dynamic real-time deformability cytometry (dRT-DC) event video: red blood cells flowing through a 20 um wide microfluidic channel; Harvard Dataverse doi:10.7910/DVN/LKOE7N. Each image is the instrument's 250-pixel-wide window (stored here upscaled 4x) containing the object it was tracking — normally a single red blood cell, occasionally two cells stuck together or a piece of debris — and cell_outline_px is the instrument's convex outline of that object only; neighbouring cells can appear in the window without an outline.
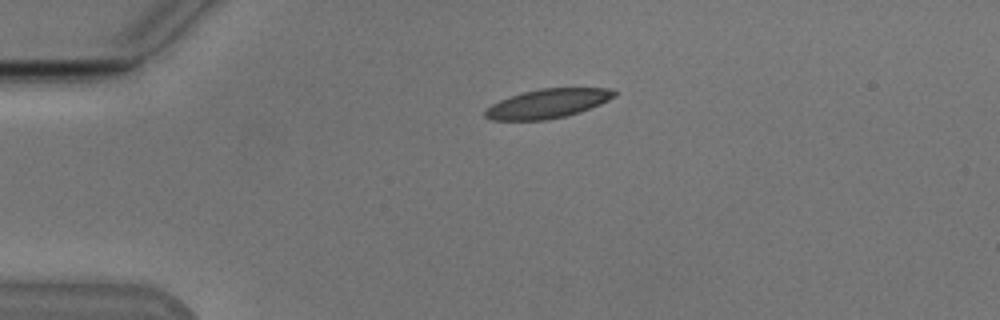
{"species": "Egyptian fruit bat (a non-hibernating species)", "species_latin": "Rousettus aegyptiacus", "temperature_condition": "cold", "stored_images_in_passage": 34, "camera_frame_rate_fps": 3000, "um_per_image_px": 0.085, "animal": {"sex": "male"}, "frame": {"image": 1, "passage_image": 1, "time_ms": 0.0, "image_size_px": [1000, 320], "cell_outline_px": [[616, 96], [600, 104], [580, 112], [548, 120], [492, 120], [484, 116], [484, 112], [492, 104], [500, 100], [524, 92], [540, 88], [608, 88], [616, 92]], "centroid_in_image_um": [46.56, 8.8], "position_along_channel_um": 38.4, "area_um2": 21.73}}
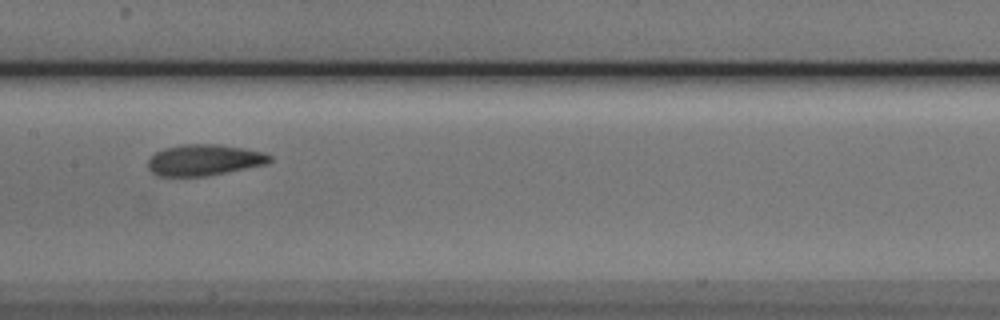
{"frame": {"image": 2, "passage_image": 16, "time_ms": 5.0, "image_size_px": [1000, 320], "cell_outline_px": [[272, 160], [268, 164], [204, 176], [156, 176], [148, 168], [148, 160], [156, 152], [164, 148], [184, 144], [216, 144], [264, 152], [272, 156]], "centroid_in_image_um": [17.35, 13.6], "position_along_channel_um": 190.1, "area_um2": 21.96}}
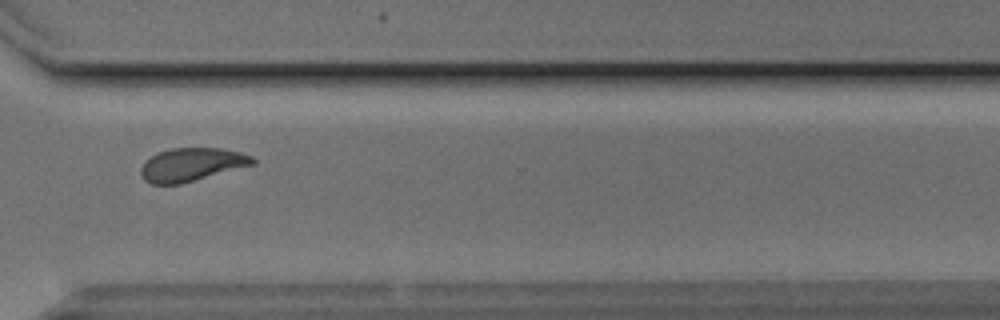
{"frame": {"image": 3, "passage_image": 29, "time_ms": 9.333, "image_size_px": [1000, 320], "cell_outline_px": [[256, 164], [180, 184], [152, 184], [144, 180], [140, 176], [140, 168], [144, 160], [156, 152], [172, 148], [220, 148], [240, 152], [252, 156], [256, 160]], "centroid_in_image_um": [16.26, 13.98], "position_along_channel_um": 354.3, "area_um2": 21.91}, "authors_computed_cell_mechanics": {"area_um2": 22.4264, "velocity_mm_per_s": 3.7874, "shape_relaxation_time_tau1_ms": 3.8996, "shape_relaxation_time_tau2_ms": 1.9341, "deformation_change_tau1": 0.1367, "deformation_change_tau2": 0.093}}